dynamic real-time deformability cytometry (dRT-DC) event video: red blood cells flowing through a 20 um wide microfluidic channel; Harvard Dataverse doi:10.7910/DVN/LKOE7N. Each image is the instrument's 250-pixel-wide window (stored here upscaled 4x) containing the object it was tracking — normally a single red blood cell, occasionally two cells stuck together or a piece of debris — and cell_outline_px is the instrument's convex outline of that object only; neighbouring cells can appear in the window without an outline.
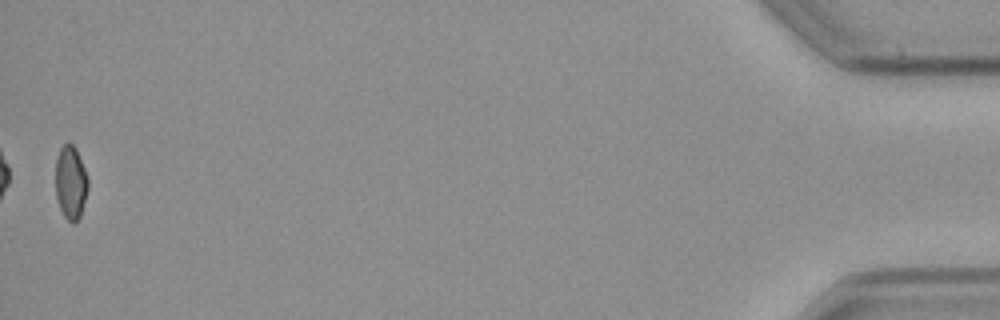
{"species": "common noctule bat (a hibernating species)", "species_latin": "Nyctalus noctula", "temperature_condition": "cold", "stored_images_in_passage": 41, "camera_frame_rate_fps": 3000, "um_per_image_px": 0.085, "animal": {"sex": "male", "body_mass_g": 23.1, "forearm_length_mm": 52.7}, "frame": {"image": 1, "passage_image": 41, "time_ms": 13.333, "image_size_px": [1000, 320], "cell_outline_px": [[88, 188], [80, 216], [72, 224], [64, 216], [60, 208], [56, 196], [56, 160], [60, 148], [64, 144], [72, 144], [76, 148], [84, 168], [88, 180]], "centroid_in_image_um": [6.0, 15.51], "position_along_channel_um": 429.2, "area_um2": 13.7}}